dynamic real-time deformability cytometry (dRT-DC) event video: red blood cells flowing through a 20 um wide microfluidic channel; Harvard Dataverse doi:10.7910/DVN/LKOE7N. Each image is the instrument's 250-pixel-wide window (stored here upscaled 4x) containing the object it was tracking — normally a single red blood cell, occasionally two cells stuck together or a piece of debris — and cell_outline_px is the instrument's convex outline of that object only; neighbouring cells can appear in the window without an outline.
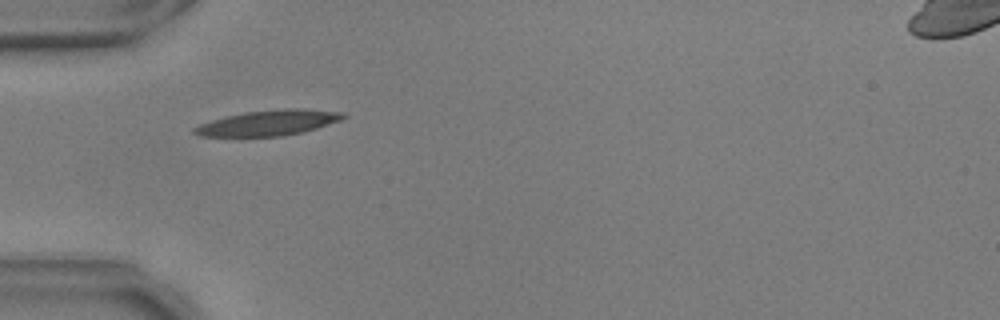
{"species": "common noctule bat (a hibernating species)", "species_latin": "Nyctalus noctula", "temperature_condition": "warm", "stored_images_in_passage": 38, "camera_frame_rate_fps": 3000, "um_per_image_px": 0.085, "animal": {"sex": "male", "body_mass_g": 17.9, "forearm_length_mm": 54.2}, "frame": {"image": 1, "passage_image": 1, "time_ms": 0.0, "image_size_px": [1000, 320], "cell_outline_px": [[348, 116], [340, 120], [304, 132], [280, 136], [200, 136], [192, 132], [192, 128], [200, 124], [212, 120], [244, 112], [288, 108], [304, 108], [344, 112]], "centroid_in_image_um": [22.85, 10.43], "position_along_channel_um": 62.1, "area_um2": 21.96}}
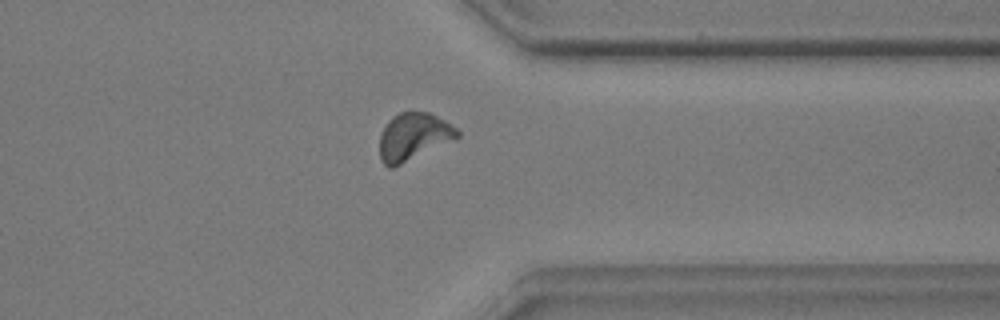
{"frame": {"image": 2, "passage_image": 27, "time_ms": 8.667, "image_size_px": [1000, 320], "cell_outline_px": [[460, 136], [392, 168], [388, 168], [380, 160], [380, 136], [388, 120], [392, 116], [400, 112], [428, 112], [444, 120], [456, 128], [460, 132]], "centroid_in_image_um": [35.11, 11.61], "position_along_channel_um": 376.3, "area_um2": 21.04}}
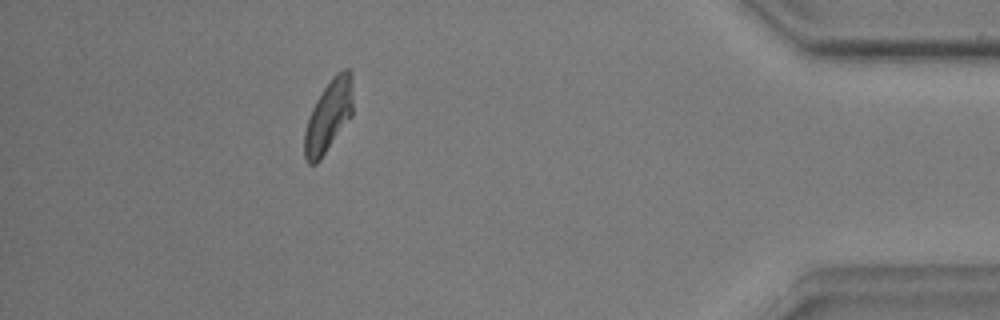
{"frame": {"image": 3, "passage_image": 33, "time_ms": 10.667, "image_size_px": [1000, 320], "cell_outline_px": [[352, 116], [320, 160], [316, 164], [308, 164], [304, 156], [304, 132], [312, 108], [316, 100], [332, 76], [336, 72], [344, 68], [348, 68], [352, 72]], "centroid_in_image_um": [27.93, 9.85], "position_along_channel_um": 407.3, "area_um2": 20.4}, "authors_computed_cell_mechanics": {"area_um2": 20.808, "velocity_mm_per_s": 3.6875, "shape_relaxation_time_tau1_ms": 3.4664, "shape_relaxation_time_tau2_ms": 2.3934, "deformation_change_tau1": 0.1459, "deformation_change_tau2": 0.0973}}